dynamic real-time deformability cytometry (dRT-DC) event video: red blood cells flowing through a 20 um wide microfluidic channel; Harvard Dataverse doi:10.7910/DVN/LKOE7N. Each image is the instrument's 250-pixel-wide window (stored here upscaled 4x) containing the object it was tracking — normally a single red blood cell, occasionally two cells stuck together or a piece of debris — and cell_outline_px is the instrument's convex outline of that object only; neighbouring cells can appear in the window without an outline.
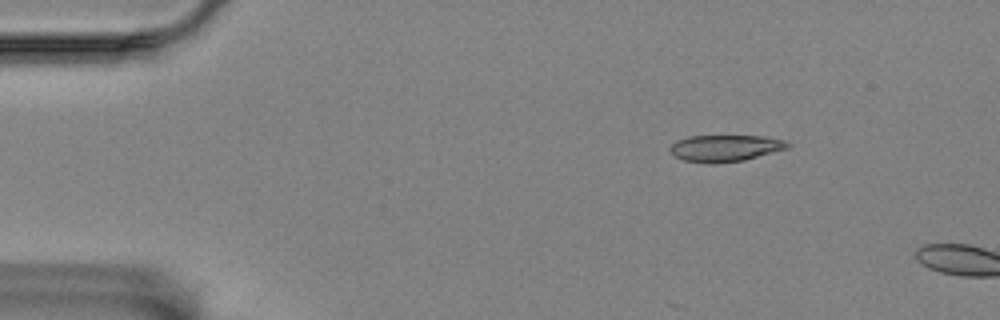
{"species": "Egyptian fruit bat (a non-hibernating species)", "species_latin": "Rousettus aegyptiacus", "temperature_condition": "room temperature", "stored_images_in_passage": 9, "camera_frame_rate_fps": 3000, "um_per_image_px": 0.085, "animal": {"sex": "female"}, "frame": {"image": 1, "passage_image": 1, "time_ms": 0.0, "image_size_px": [1000, 320], "cell_outline_px": [[792, 144], [788, 148], [744, 160], [684, 160], [676, 156], [668, 148], [676, 140], [688, 136], [764, 136], [784, 140]], "centroid_in_image_um": [61.7, 12.53], "position_along_channel_um": 23.3, "area_um2": 17.34}}